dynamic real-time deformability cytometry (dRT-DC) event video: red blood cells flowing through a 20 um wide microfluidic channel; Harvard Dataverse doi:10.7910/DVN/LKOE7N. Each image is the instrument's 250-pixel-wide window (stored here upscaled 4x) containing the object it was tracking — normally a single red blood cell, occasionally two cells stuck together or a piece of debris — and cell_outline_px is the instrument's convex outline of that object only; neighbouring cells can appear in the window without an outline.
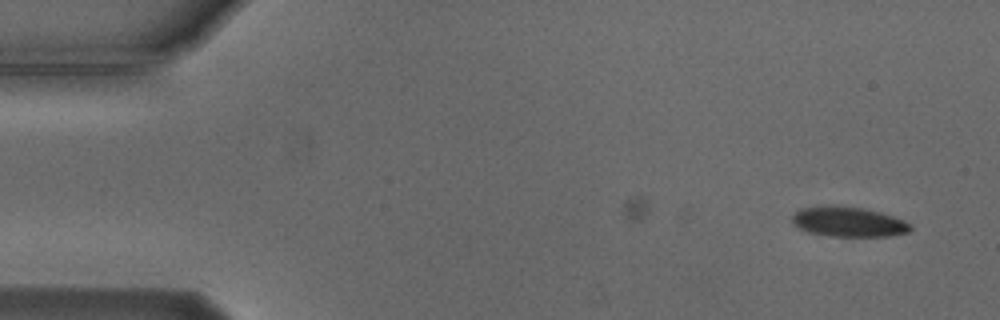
{"species": "Egyptian fruit bat (a non-hibernating species)", "species_latin": "Rousettus aegyptiacus", "temperature_condition": "cold", "stored_images_in_passage": 4, "camera_frame_rate_fps": 3000, "um_per_image_px": 0.085, "animal": {"sex": "male"}, "frame": {"image": 1, "passage_image": 4, "time_ms": 3.667, "image_size_px": [1000, 320], "cell_outline_px": [[912, 228], [908, 232], [888, 236], [832, 236], [808, 232], [792, 224], [792, 216], [800, 208], [828, 204], [840, 204], [864, 208], [880, 212], [904, 220], [912, 224]], "centroid_in_image_um": [72.1, 18.82], "position_along_channel_um": 12.9, "area_um2": 20.98}}